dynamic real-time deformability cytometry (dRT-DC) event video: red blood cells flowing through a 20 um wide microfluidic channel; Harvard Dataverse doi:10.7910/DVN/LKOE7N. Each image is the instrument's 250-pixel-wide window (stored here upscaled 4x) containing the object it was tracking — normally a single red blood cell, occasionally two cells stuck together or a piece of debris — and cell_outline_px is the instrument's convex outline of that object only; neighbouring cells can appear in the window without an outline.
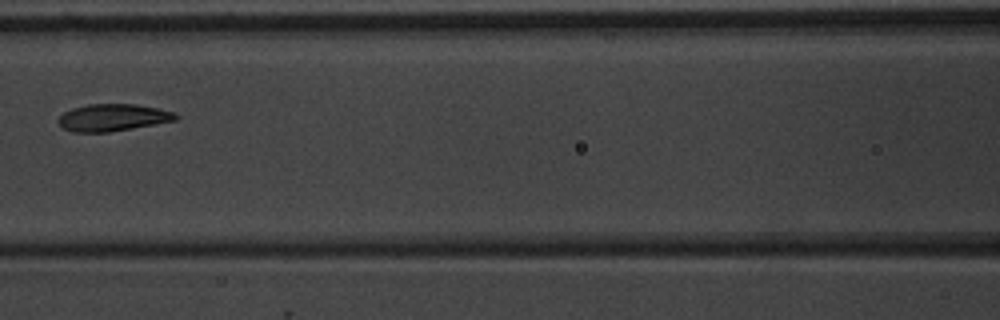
{"species": "common noctule bat (a hibernating species)", "species_latin": "Nyctalus noctula", "temperature_condition": "warm", "stored_images_in_passage": 7, "camera_frame_rate_fps": 3000, "um_per_image_px": 0.085, "animal": {"sex": "male", "body_mass_g": 20.1, "forearm_length_mm": 53.5}, "frame": {"image": 1, "passage_image": 6, "time_ms": 5.667, "image_size_px": [1000, 320], "cell_outline_px": [[180, 116], [176, 120], [132, 128], [108, 132], [72, 132], [64, 128], [56, 120], [64, 112], [72, 108], [88, 104], [136, 104], [176, 112]], "centroid_in_image_um": [9.59, 9.98], "position_along_channel_um": 157.0, "area_um2": 18.5}}
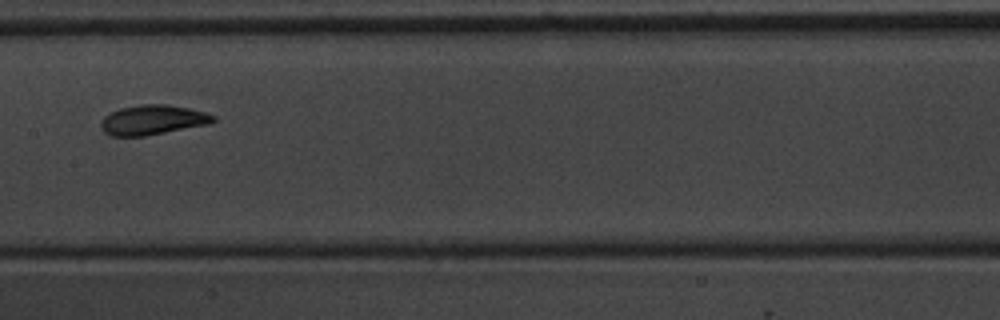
{"frame": {"image": 2, "passage_image": 7, "time_ms": 6.667, "image_size_px": [1000, 320], "cell_outline_px": [[216, 120], [208, 124], [144, 136], [108, 136], [100, 128], [100, 120], [104, 116], [120, 108], [140, 104], [168, 104], [188, 108], [204, 112], [216, 116]], "centroid_in_image_um": [12.93, 10.19], "position_along_channel_um": 194.5, "area_um2": 19.54}}